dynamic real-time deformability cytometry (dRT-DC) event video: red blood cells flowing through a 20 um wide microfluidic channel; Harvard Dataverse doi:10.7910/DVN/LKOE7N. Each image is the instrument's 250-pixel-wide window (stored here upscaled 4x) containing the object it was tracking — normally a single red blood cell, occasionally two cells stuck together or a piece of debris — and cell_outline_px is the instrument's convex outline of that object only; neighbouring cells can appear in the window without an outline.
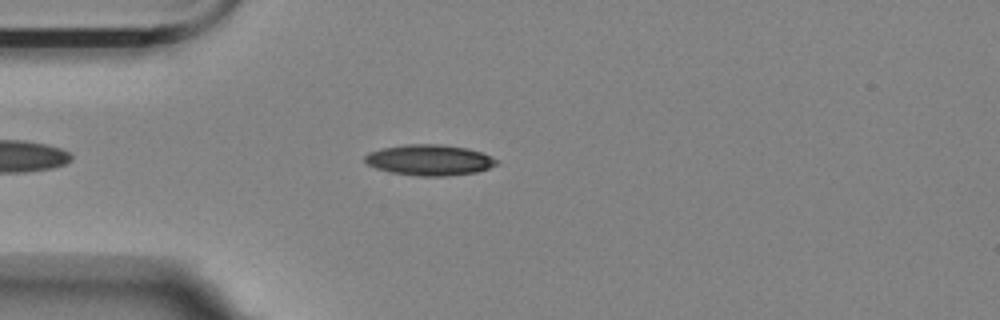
{"species": "Egyptian fruit bat (a non-hibernating species)", "species_latin": "Rousettus aegyptiacus", "temperature_condition": "room temperature", "stored_images_in_passage": 46, "camera_frame_rate_fps": 3000, "um_per_image_px": 0.085, "animal": {"sex": "female"}, "frame": {"image": 1, "passage_image": 8, "time_ms": 2.333, "image_size_px": [1000, 320], "cell_outline_px": [[500, 164], [476, 172], [444, 176], [420, 176], [392, 172], [376, 168], [368, 164], [364, 160], [364, 156], [368, 152], [384, 148], [408, 144], [444, 144], [468, 148], [492, 156], [500, 160]], "centroid_in_image_um": [36.55, 13.59], "position_along_channel_um": 48.4, "area_um2": 23.64}}
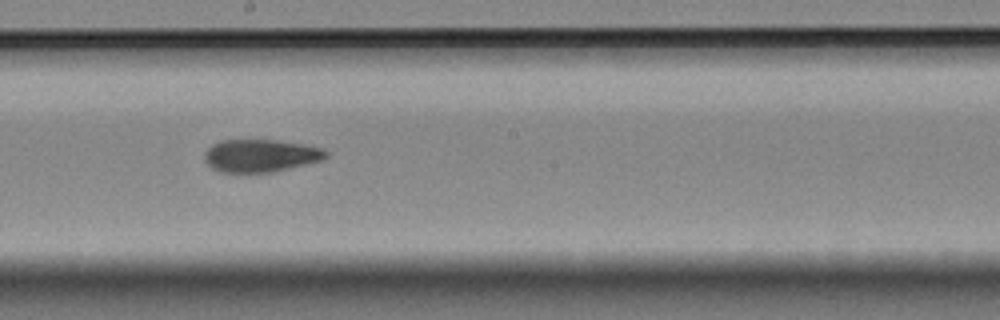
{"frame": {"image": 2, "passage_image": 24, "time_ms": 7.667, "image_size_px": [1000, 320], "cell_outline_px": [[328, 156], [320, 160], [272, 172], [220, 172], [212, 168], [204, 160], [204, 152], [212, 144], [220, 140], [276, 140], [300, 144], [320, 148], [328, 152]], "centroid_in_image_um": [22.08, 13.22], "position_along_channel_um": 226.1, "area_um2": 22.83}}
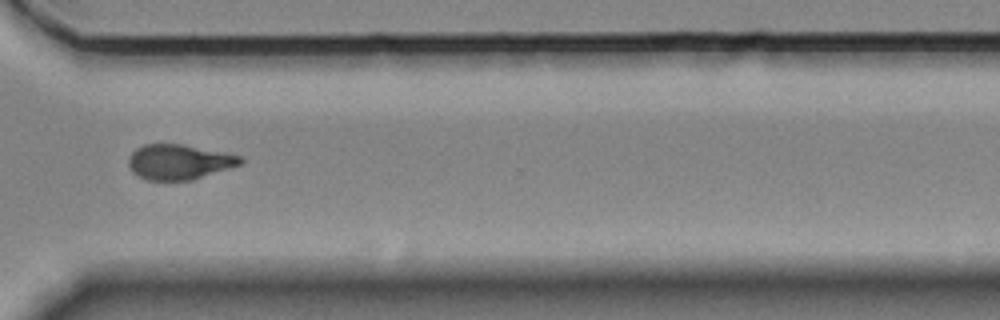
{"frame": {"image": 3, "passage_image": 35, "time_ms": 11.333, "image_size_px": [1000, 320], "cell_outline_px": [[244, 160], [240, 164], [192, 180], [148, 180], [132, 172], [128, 164], [128, 160], [132, 152], [136, 148], [144, 144], [184, 144], [224, 152], [240, 156]], "centroid_in_image_um": [15.2, 13.75], "position_along_channel_um": 355.4, "area_um2": 22.72}, "authors_computed_cell_mechanics": {"area_um2": 23.12, "velocity_mm_per_s": 3.5331, "shape_relaxation_time_tau1_ms": 4.5267, "shape_relaxation_time_tau2_ms": 2.9057, "deformation_change_tau1": 0.164, "deformation_change_tau2": 0.0906}}